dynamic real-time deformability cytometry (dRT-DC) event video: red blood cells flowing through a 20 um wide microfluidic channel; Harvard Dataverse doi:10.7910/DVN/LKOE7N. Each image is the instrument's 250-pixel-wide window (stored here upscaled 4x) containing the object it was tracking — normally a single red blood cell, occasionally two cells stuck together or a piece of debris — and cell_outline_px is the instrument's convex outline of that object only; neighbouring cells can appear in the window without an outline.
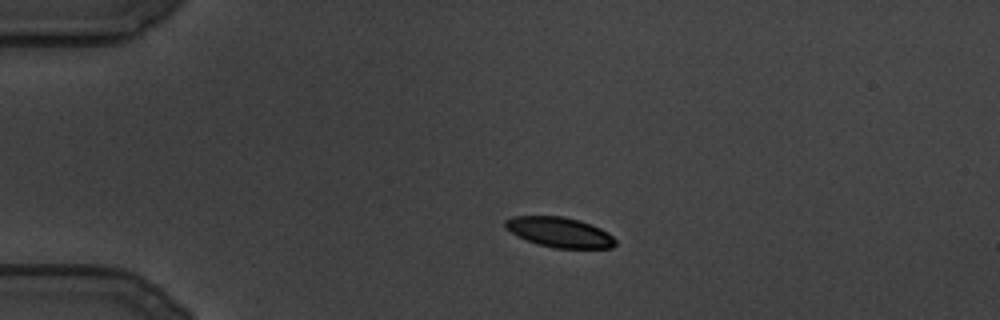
{"species": "common noctule bat (a hibernating species)", "species_latin": "Nyctalus noctula", "temperature_condition": "cold", "stored_images_in_passage": 85, "camera_frame_rate_fps": 3000, "um_per_image_px": 0.085, "animal": {"sex": "male", "body_mass_g": 19.5, "forearm_length_mm": 54.6}, "frame": {"image": 1, "passage_image": 1, "time_ms": 0.0, "image_size_px": [1000, 320], "cell_outline_px": [[616, 244], [612, 248], [552, 248], [536, 244], [516, 236], [504, 228], [504, 220], [512, 216], [564, 216], [580, 220], [600, 228], [608, 232], [616, 240]], "centroid_in_image_um": [47.52, 19.74], "position_along_channel_um": 37.5, "area_um2": 19.59}}
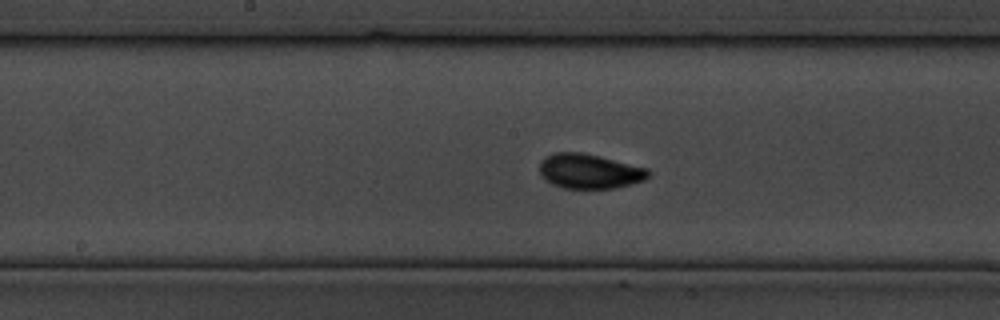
{"frame": {"image": 2, "passage_image": 37, "time_ms": 12.0, "image_size_px": [1000, 320], "cell_outline_px": [[652, 172], [644, 180], [612, 188], [564, 188], [552, 184], [540, 176], [540, 160], [544, 156], [552, 152], [584, 152], [648, 168]], "centroid_in_image_um": [50.06, 14.53], "position_along_channel_um": 198.1, "area_um2": 22.14}}
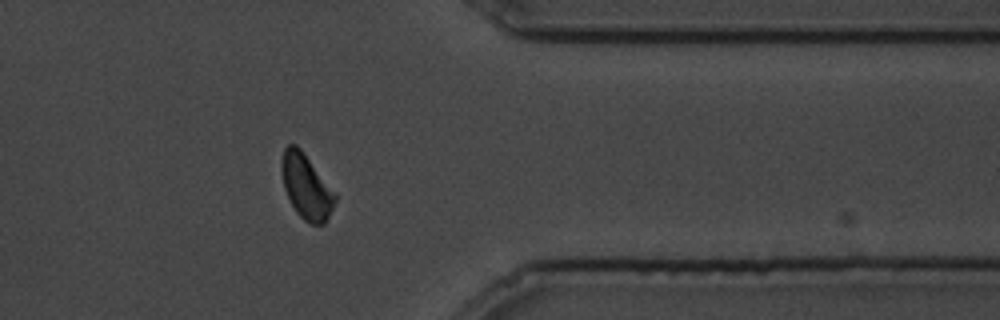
{"frame": {"image": 3, "passage_image": 72, "time_ms": 23.667, "image_size_px": [1000, 320], "cell_outline_px": [[336, 200], [324, 224], [312, 224], [304, 220], [296, 212], [284, 188], [280, 168], [280, 160], [284, 148], [288, 144], [296, 144], [300, 148], [336, 192]], "centroid_in_image_um": [26.02, 15.82], "position_along_channel_um": 385.4, "area_um2": 20.17}}